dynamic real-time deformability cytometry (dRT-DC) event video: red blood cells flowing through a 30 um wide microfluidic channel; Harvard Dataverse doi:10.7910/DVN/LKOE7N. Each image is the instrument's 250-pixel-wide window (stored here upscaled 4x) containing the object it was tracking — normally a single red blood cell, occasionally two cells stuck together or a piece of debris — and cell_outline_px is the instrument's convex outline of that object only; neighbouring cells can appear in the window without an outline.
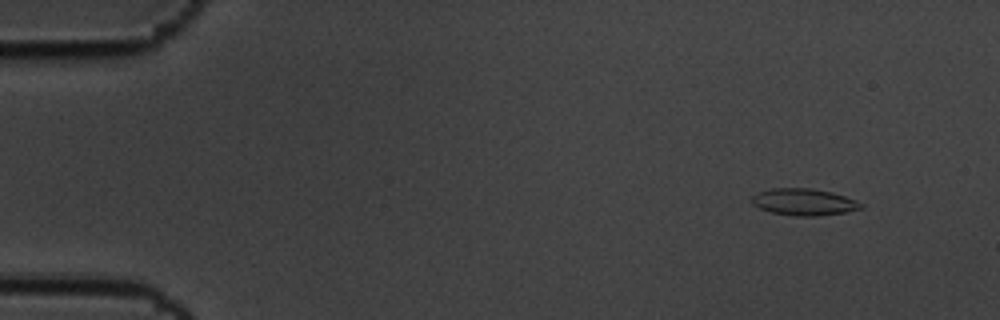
{"species": "common noctule bat (a hibernating species)", "species_latin": "Nyctalus noctula", "temperature_condition": "cold", "stored_images_in_passage": 3, "camera_frame_rate_fps": 3000, "um_per_image_px": 0.085, "animal": {"sex": "male", "body_mass_g": 19.5, "forearm_length_mm": 54.6}, "frame": {"image": 1, "passage_image": 3, "time_ms": 0.667, "image_size_px": [1000, 320], "cell_outline_px": [[864, 208], [844, 212], [816, 216], [796, 216], [772, 212], [760, 208], [752, 204], [752, 196], [756, 192], [772, 188], [812, 188], [832, 192], [856, 200], [864, 204]], "centroid_in_image_um": [68.33, 17.16], "position_along_channel_um": 16.7, "area_um2": 17.05}}